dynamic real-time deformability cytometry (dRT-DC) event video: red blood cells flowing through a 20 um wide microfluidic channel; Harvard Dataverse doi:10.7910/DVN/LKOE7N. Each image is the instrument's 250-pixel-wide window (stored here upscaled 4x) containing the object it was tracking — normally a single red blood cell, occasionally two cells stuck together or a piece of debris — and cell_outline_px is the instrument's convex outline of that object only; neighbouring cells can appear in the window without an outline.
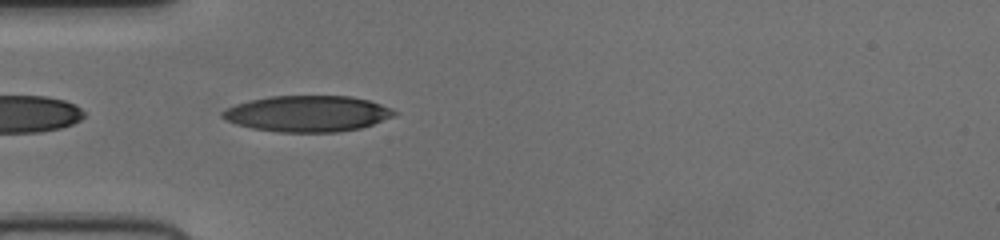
{"species": "human", "species_latin": "Homo sapiens", "temperature_condition": "cold", "stored_images_in_passage": 36, "camera_frame_rate_fps": 3000, "um_per_image_px": 0.085, "donor": {"sex": "female"}, "frame": {"image": 1, "passage_image": 1, "time_ms": 0.0, "image_size_px": [1000, 240], "cell_outline_px": [[400, 112], [392, 116], [372, 124], [360, 128], [336, 132], [276, 132], [252, 128], [236, 124], [220, 116], [220, 112], [236, 104], [252, 100], [272, 96], [348, 96], [368, 100], [392, 108]], "centroid_in_image_um": [26.14, 9.66], "position_along_channel_um": 58.9, "area_um2": 35.89}}
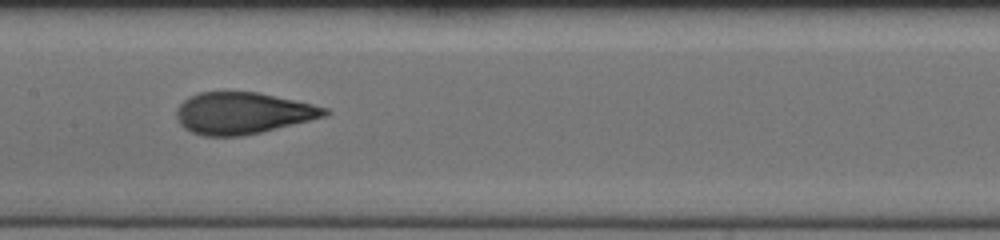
{"frame": {"image": 2, "passage_image": 11, "time_ms": 3.333, "image_size_px": [1000, 240], "cell_outline_px": [[332, 112], [324, 116], [260, 132], [240, 136], [204, 136], [192, 132], [184, 128], [180, 124], [176, 116], [176, 108], [184, 100], [200, 92], [256, 92], [312, 104], [328, 108]], "centroid_in_image_um": [20.59, 9.62], "position_along_channel_um": 186.8, "area_um2": 35.49}}
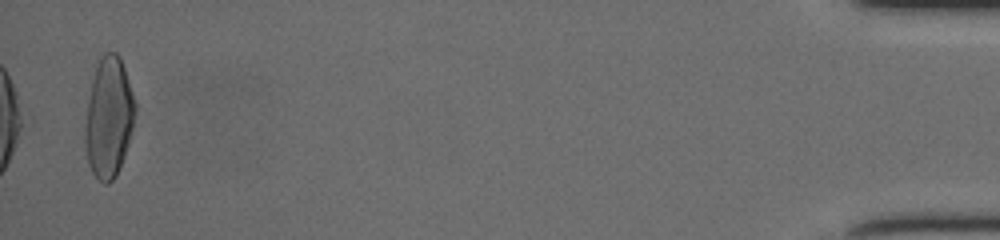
{"frame": {"image": 3, "passage_image": 36, "time_ms": 11.667, "image_size_px": [1000, 240], "cell_outline_px": [[136, 112], [128, 144], [124, 156], [116, 176], [108, 184], [104, 184], [92, 172], [88, 164], [84, 144], [84, 128], [88, 100], [92, 80], [100, 56], [104, 52], [116, 52], [120, 56], [136, 104]], "centroid_in_image_um": [9.23, 10.0], "position_along_channel_um": 426.0, "area_um2": 35.08}}